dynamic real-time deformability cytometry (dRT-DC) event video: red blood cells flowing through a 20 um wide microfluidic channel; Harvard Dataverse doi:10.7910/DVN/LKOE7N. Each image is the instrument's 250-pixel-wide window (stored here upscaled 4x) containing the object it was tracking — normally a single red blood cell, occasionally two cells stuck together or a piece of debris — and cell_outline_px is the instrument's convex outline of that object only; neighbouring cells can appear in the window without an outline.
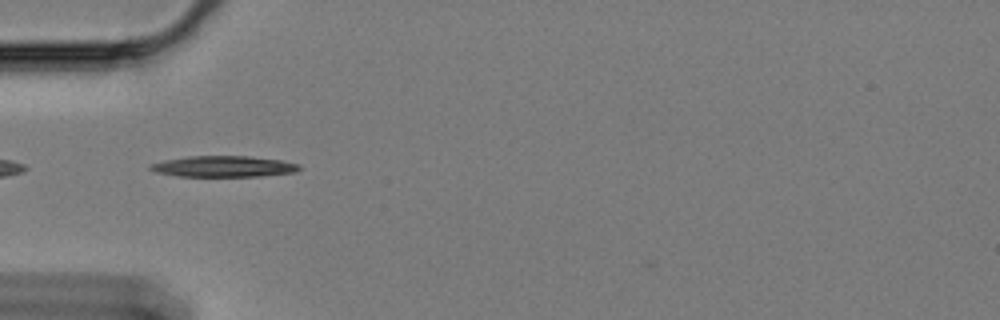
{"species": "Egyptian fruit bat (a non-hibernating species)", "species_latin": "Rousettus aegyptiacus", "temperature_condition": "cold", "stored_images_in_passage": 43, "camera_frame_rate_fps": 3000, "um_per_image_px": 0.085, "animal": {"sex": "female"}, "frame": {"image": 1, "passage_image": 3, "time_ms": 0.667, "image_size_px": [1000, 320], "cell_outline_px": [[300, 168], [296, 172], [260, 176], [176, 176], [156, 172], [148, 168], [152, 164], [164, 160], [188, 156], [248, 156], [280, 160], [300, 164]], "centroid_in_image_um": [19.01, 14.14], "position_along_channel_um": 66.0, "area_um2": 18.15}}
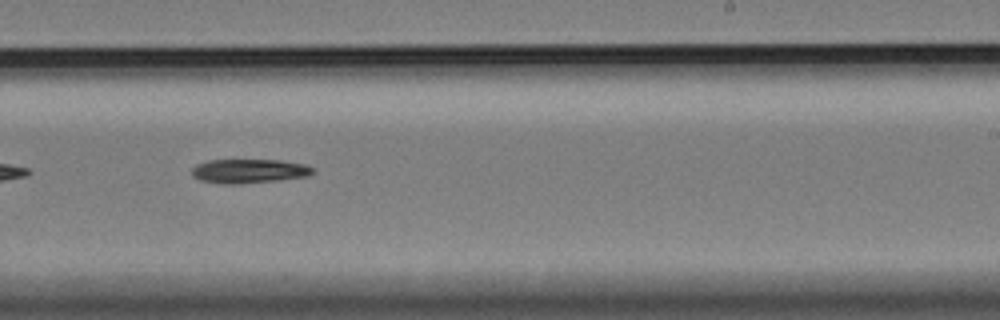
{"frame": {"image": 2, "passage_image": 21, "time_ms": 6.667, "image_size_px": [1000, 320], "cell_outline_px": [[312, 172], [308, 176], [280, 180], [236, 184], [224, 184], [200, 180], [192, 176], [192, 168], [196, 164], [208, 160], [280, 160], [304, 164], [312, 168]], "centroid_in_image_um": [21.12, 14.54], "position_along_channel_um": 267.9, "area_um2": 16.94}}
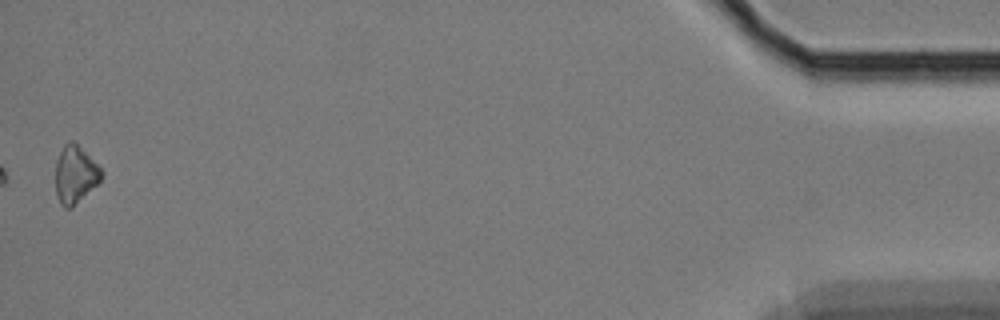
{"frame": {"image": 3, "passage_image": 43, "time_ms": 14.0, "image_size_px": [1000, 320], "cell_outline_px": [[104, 176], [72, 208], [64, 208], [60, 204], [56, 196], [56, 160], [64, 144], [72, 140], [104, 172]], "centroid_in_image_um": [6.37, 14.87], "position_along_channel_um": 428.8, "area_um2": 15.09}, "authors_computed_cell_mechanics": {"area_um2": 16.7042, "velocity_mm_per_s": 3.3804, "shape_relaxation_time_tau1_ms": 3.9785, "shape_relaxation_time_tau2_ms": null, "deformation_change_tau1": 0.1218, "deformation_change_tau2": null}}